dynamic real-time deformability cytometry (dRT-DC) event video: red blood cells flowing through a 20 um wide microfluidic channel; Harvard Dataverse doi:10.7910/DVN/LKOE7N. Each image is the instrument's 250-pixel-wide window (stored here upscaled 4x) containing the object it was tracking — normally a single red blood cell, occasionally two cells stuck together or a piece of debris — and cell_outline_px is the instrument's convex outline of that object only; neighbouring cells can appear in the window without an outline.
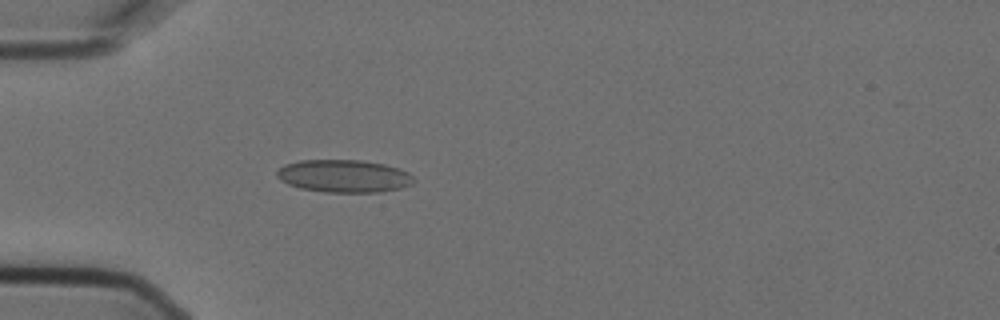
{"species": "Egyptian fruit bat (a non-hibernating species)", "species_latin": "Rousettus aegyptiacus", "temperature_condition": "cold", "stored_images_in_passage": 4, "camera_frame_rate_fps": 3000, "um_per_image_px": 0.085, "animal": {"sex": "female"}, "frame": {"image": 1, "passage_image": 4, "time_ms": 1.0, "image_size_px": [1000, 320], "cell_outline_px": [[416, 180], [412, 184], [400, 188], [380, 192], [324, 192], [300, 188], [288, 184], [280, 180], [276, 176], [276, 172], [284, 164], [300, 160], [360, 160], [384, 164], [400, 168], [408, 172]], "centroid_in_image_um": [29.23, 14.96], "position_along_channel_um": 55.8, "area_um2": 26.18}}